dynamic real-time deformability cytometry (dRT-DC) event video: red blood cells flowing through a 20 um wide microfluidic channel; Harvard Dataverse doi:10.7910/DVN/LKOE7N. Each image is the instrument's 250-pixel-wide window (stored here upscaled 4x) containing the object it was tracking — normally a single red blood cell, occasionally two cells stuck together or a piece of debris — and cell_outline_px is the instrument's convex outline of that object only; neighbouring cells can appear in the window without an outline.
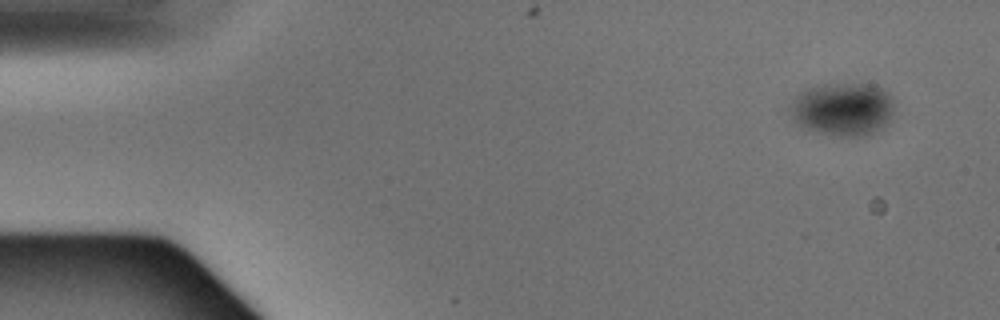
{"species": "Egyptian fruit bat (a non-hibernating species)", "species_latin": "Rousettus aegyptiacus", "temperature_condition": "warm", "stored_images_in_passage": 3, "camera_frame_rate_fps": 3000, "um_per_image_px": 0.085, "animal": {"sex": "male"}, "frame": {"image": 1, "passage_image": 1, "time_ms": 0.0, "image_size_px": [1000, 320], "cell_outline_px": [[896, 100], [892, 116], [884, 128], [864, 136], [840, 136], [808, 128], [800, 124], [788, 112], [788, 104], [792, 96], [816, 84], [872, 84], [884, 88]], "centroid_in_image_um": [71.67, 9.23], "position_along_channel_um": 13.3, "area_um2": 32.77}}